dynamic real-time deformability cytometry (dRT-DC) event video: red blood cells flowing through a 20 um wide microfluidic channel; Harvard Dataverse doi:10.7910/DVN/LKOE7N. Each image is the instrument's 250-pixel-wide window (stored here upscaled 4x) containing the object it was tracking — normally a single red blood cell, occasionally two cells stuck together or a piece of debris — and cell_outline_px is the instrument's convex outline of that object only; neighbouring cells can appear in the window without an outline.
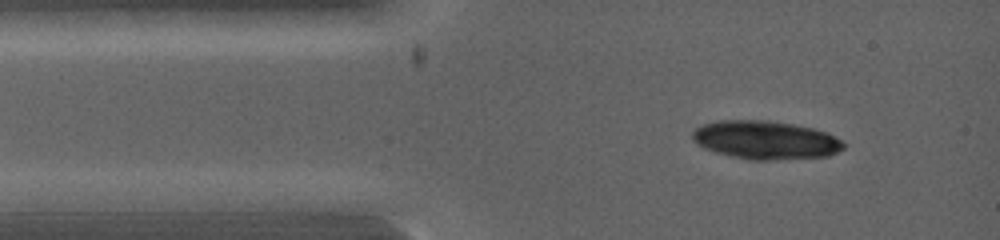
{"species": "common noctule bat (a hibernating species)", "species_latin": "Nyctalus noctula", "temperature_condition": "warm", "stored_images_in_passage": 1, "camera_frame_rate_fps": 5000, "um_per_image_px": 0.085, "animal": {"sex": "female", "body_mass_g": 19.0, "forearm_length_mm": 53.3}, "frame": {"image": 1, "passage_image": 1, "time_ms": 0.0, "image_size_px": [1000, 240], "cell_outline_px": [[848, 144], [844, 148], [828, 156], [768, 160], [752, 160], [732, 156], [716, 152], [704, 148], [696, 144], [692, 140], [692, 132], [696, 128], [704, 124], [716, 120], [768, 120], [792, 124], [812, 128], [828, 132]], "centroid_in_image_um": [65.07, 11.89], "position_along_channel_um": 19.9, "area_um2": 33.93}}